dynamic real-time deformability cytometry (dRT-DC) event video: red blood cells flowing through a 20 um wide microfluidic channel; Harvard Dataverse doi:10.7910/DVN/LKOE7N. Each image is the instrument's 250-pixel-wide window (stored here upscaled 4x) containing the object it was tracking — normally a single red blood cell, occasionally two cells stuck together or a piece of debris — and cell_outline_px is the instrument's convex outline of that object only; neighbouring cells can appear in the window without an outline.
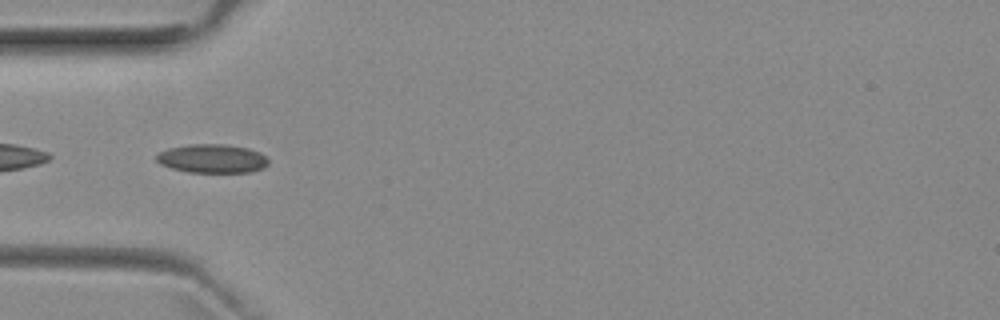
{"species": "common noctule bat (a hibernating species)", "species_latin": "Nyctalus noctula", "temperature_condition": "room temperature", "stored_images_in_passage": 31, "camera_frame_rate_fps": 3000, "um_per_image_px": 0.085, "animal": {"sex": "female", "body_mass_g": 29.2, "forearm_length_mm": 56.3}, "frame": {"image": 1, "passage_image": 1, "time_ms": 0.0, "image_size_px": [1000, 320], "cell_outline_px": [[268, 164], [264, 168], [252, 172], [188, 172], [172, 168], [160, 164], [156, 160], [156, 156], [160, 152], [168, 148], [188, 144], [224, 144], [248, 148], [260, 152], [268, 160]], "centroid_in_image_um": [18.04, 13.48], "position_along_channel_um": 67.0, "area_um2": 18.79}}
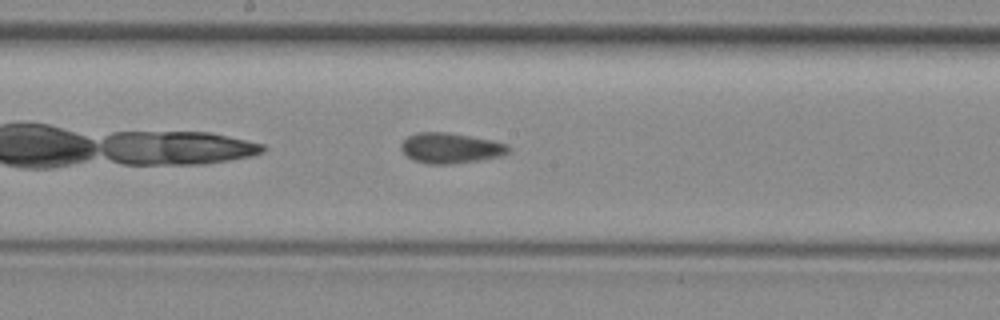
{"frame": {"image": 2, "passage_image": 12, "time_ms": 3.667, "image_size_px": [1000, 320], "cell_outline_px": [[512, 152], [500, 156], [476, 160], [448, 164], [428, 164], [412, 160], [400, 148], [400, 144], [408, 136], [416, 132], [448, 132], [492, 140], [508, 144], [512, 148]], "centroid_in_image_um": [38.31, 12.58], "position_along_channel_um": 209.9, "area_um2": 19.07}}
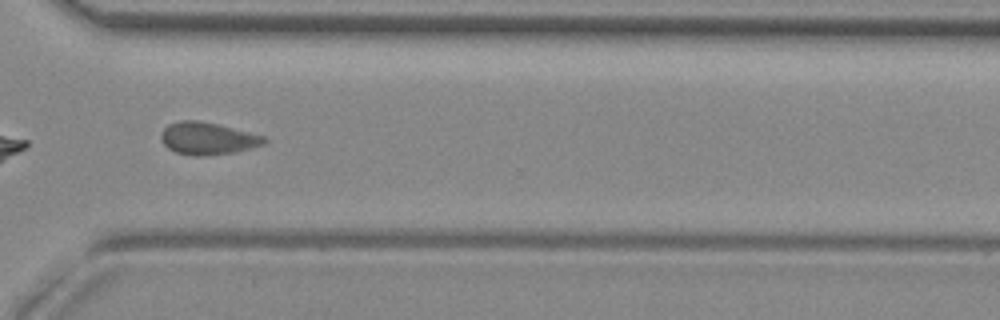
{"frame": {"image": 3, "passage_image": 23, "time_ms": 7.333, "image_size_px": [1000, 320], "cell_outline_px": [[268, 140], [264, 144], [252, 148], [232, 152], [200, 156], [196, 156], [176, 152], [168, 148], [164, 144], [160, 136], [164, 128], [168, 124], [180, 120], [200, 120], [264, 136]], "centroid_in_image_um": [17.63, 11.76], "position_along_channel_um": 353.0, "area_um2": 19.19}, "authors_computed_cell_mechanics": {"area_um2": 18.785, "velocity_mm_per_s": 3.8984, "shape_relaxation_time_tau1_ms": null, "shape_relaxation_time_tau2_ms": 1.965, "deformation_change_tau1": null, "deformation_change_tau2": 0.084}}